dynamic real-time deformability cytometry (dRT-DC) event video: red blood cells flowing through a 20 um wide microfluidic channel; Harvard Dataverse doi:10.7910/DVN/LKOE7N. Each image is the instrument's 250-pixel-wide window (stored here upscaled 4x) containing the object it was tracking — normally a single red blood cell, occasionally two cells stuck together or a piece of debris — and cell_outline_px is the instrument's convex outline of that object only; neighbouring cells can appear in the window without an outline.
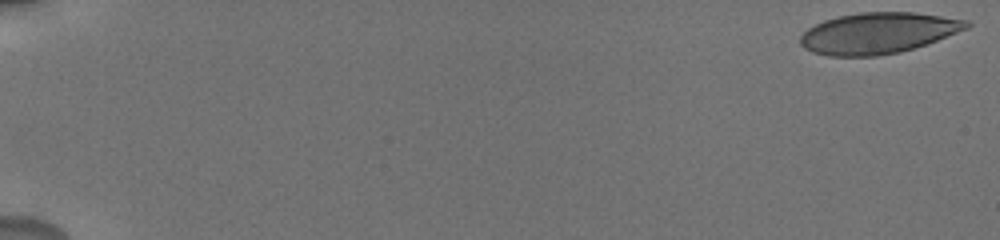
{"species": "human", "species_latin": "Homo sapiens", "temperature_condition": "cold", "stored_images_in_passage": 46, "camera_frame_rate_fps": 3000, "um_per_image_px": 0.085, "donor": {"sex": "male"}, "frame": {"image": 1, "passage_image": 1, "time_ms": 0.0, "image_size_px": [1000, 240], "cell_outline_px": [[972, 24], [968, 28], [936, 40], [900, 52], [876, 56], [828, 56], [812, 52], [804, 48], [800, 44], [800, 36], [808, 28], [824, 20], [840, 16], [860, 12], [916, 12], [968, 20]], "centroid_in_image_um": [74.62, 2.81], "position_along_channel_um": 10.4, "area_um2": 39.59}}
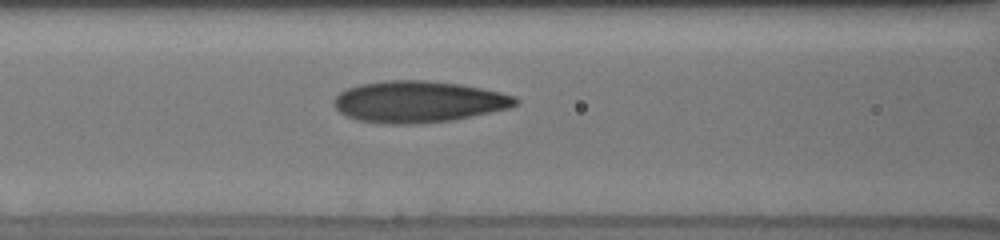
{"frame": {"image": 2, "passage_image": 26, "time_ms": 8.333, "image_size_px": [1000, 240], "cell_outline_px": [[520, 104], [508, 108], [472, 116], [452, 120], [416, 124], [380, 124], [356, 120], [340, 112], [336, 108], [336, 96], [340, 92], [348, 88], [360, 84], [388, 80], [424, 80], [460, 84], [500, 92], [516, 96], [520, 100]], "centroid_in_image_um": [35.6, 8.65], "position_along_channel_um": 131.0, "area_um2": 43.87}}
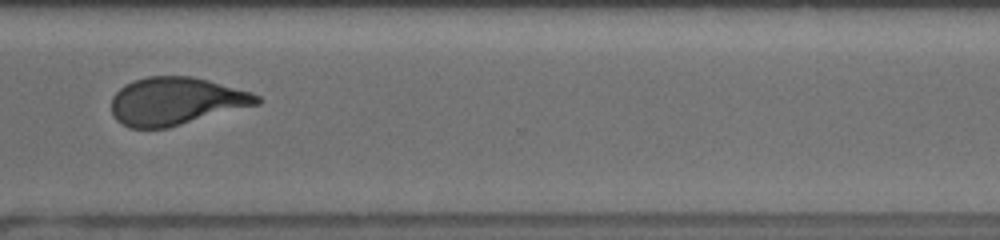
{"frame": {"image": 3, "passage_image": 42, "time_ms": 14.333, "image_size_px": [1000, 240], "cell_outline_px": [[260, 104], [168, 128], [128, 128], [116, 120], [112, 116], [112, 96], [124, 84], [132, 80], [148, 76], [192, 76], [208, 80], [252, 92], [260, 96]], "centroid_in_image_um": [14.94, 8.6], "position_along_channel_um": 355.7, "area_um2": 40.75}, "authors_computed_cell_mechanics": {"area_um2": 41.2981, "velocity_mm_per_s": 3.7455, "shape_relaxation_time_tau1_ms": 7.5135, "shape_relaxation_time_tau2_ms": 1.4073, "deformation_change_tau1": 0.2146, "deformation_change_tau2": 0.0788}}